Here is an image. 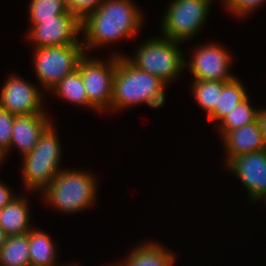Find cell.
Segmentation results:
<instances>
[{
  "label": "cell",
  "instance_id": "cell-24",
  "mask_svg": "<svg viewBox=\"0 0 266 266\" xmlns=\"http://www.w3.org/2000/svg\"><path fill=\"white\" fill-rule=\"evenodd\" d=\"M104 0H65L67 10L81 22L93 13Z\"/></svg>",
  "mask_w": 266,
  "mask_h": 266
},
{
  "label": "cell",
  "instance_id": "cell-3",
  "mask_svg": "<svg viewBox=\"0 0 266 266\" xmlns=\"http://www.w3.org/2000/svg\"><path fill=\"white\" fill-rule=\"evenodd\" d=\"M97 184L95 175L91 172L62 169L41 193L53 208L67 214H76L95 204Z\"/></svg>",
  "mask_w": 266,
  "mask_h": 266
},
{
  "label": "cell",
  "instance_id": "cell-18",
  "mask_svg": "<svg viewBox=\"0 0 266 266\" xmlns=\"http://www.w3.org/2000/svg\"><path fill=\"white\" fill-rule=\"evenodd\" d=\"M249 96L245 86L237 77L230 81H223L221 94L215 109L208 115L209 121L220 122L235 106Z\"/></svg>",
  "mask_w": 266,
  "mask_h": 266
},
{
  "label": "cell",
  "instance_id": "cell-13",
  "mask_svg": "<svg viewBox=\"0 0 266 266\" xmlns=\"http://www.w3.org/2000/svg\"><path fill=\"white\" fill-rule=\"evenodd\" d=\"M48 113L15 115L10 147L20 151L21 157L30 153L38 143L40 135L52 123Z\"/></svg>",
  "mask_w": 266,
  "mask_h": 266
},
{
  "label": "cell",
  "instance_id": "cell-14",
  "mask_svg": "<svg viewBox=\"0 0 266 266\" xmlns=\"http://www.w3.org/2000/svg\"><path fill=\"white\" fill-rule=\"evenodd\" d=\"M221 141L225 148V165L234 157L266 149L258 121L226 132Z\"/></svg>",
  "mask_w": 266,
  "mask_h": 266
},
{
  "label": "cell",
  "instance_id": "cell-25",
  "mask_svg": "<svg viewBox=\"0 0 266 266\" xmlns=\"http://www.w3.org/2000/svg\"><path fill=\"white\" fill-rule=\"evenodd\" d=\"M229 10V13H233L234 16L244 17L256 9H259L261 5L266 2V0H221Z\"/></svg>",
  "mask_w": 266,
  "mask_h": 266
},
{
  "label": "cell",
  "instance_id": "cell-7",
  "mask_svg": "<svg viewBox=\"0 0 266 266\" xmlns=\"http://www.w3.org/2000/svg\"><path fill=\"white\" fill-rule=\"evenodd\" d=\"M33 63L40 85L50 92L64 76L78 68L85 55L82 44L64 46L33 47Z\"/></svg>",
  "mask_w": 266,
  "mask_h": 266
},
{
  "label": "cell",
  "instance_id": "cell-9",
  "mask_svg": "<svg viewBox=\"0 0 266 266\" xmlns=\"http://www.w3.org/2000/svg\"><path fill=\"white\" fill-rule=\"evenodd\" d=\"M190 60H185V68L193 76L192 80L230 81L235 78L230 72L232 55L217 43L196 46Z\"/></svg>",
  "mask_w": 266,
  "mask_h": 266
},
{
  "label": "cell",
  "instance_id": "cell-1",
  "mask_svg": "<svg viewBox=\"0 0 266 266\" xmlns=\"http://www.w3.org/2000/svg\"><path fill=\"white\" fill-rule=\"evenodd\" d=\"M138 8L132 0H104L81 22L85 54L92 48L107 47L122 38L135 36L144 24Z\"/></svg>",
  "mask_w": 266,
  "mask_h": 266
},
{
  "label": "cell",
  "instance_id": "cell-20",
  "mask_svg": "<svg viewBox=\"0 0 266 266\" xmlns=\"http://www.w3.org/2000/svg\"><path fill=\"white\" fill-rule=\"evenodd\" d=\"M60 99L75 105L89 107V100L85 91L81 72L76 69L74 72L64 76L62 80L55 85L51 91Z\"/></svg>",
  "mask_w": 266,
  "mask_h": 266
},
{
  "label": "cell",
  "instance_id": "cell-11",
  "mask_svg": "<svg viewBox=\"0 0 266 266\" xmlns=\"http://www.w3.org/2000/svg\"><path fill=\"white\" fill-rule=\"evenodd\" d=\"M42 91L21 76L12 74L0 90V107L14 115L47 113L43 110Z\"/></svg>",
  "mask_w": 266,
  "mask_h": 266
},
{
  "label": "cell",
  "instance_id": "cell-30",
  "mask_svg": "<svg viewBox=\"0 0 266 266\" xmlns=\"http://www.w3.org/2000/svg\"><path fill=\"white\" fill-rule=\"evenodd\" d=\"M7 235L4 233V230L0 226V248L4 245Z\"/></svg>",
  "mask_w": 266,
  "mask_h": 266
},
{
  "label": "cell",
  "instance_id": "cell-26",
  "mask_svg": "<svg viewBox=\"0 0 266 266\" xmlns=\"http://www.w3.org/2000/svg\"><path fill=\"white\" fill-rule=\"evenodd\" d=\"M15 115L0 107V146L8 152Z\"/></svg>",
  "mask_w": 266,
  "mask_h": 266
},
{
  "label": "cell",
  "instance_id": "cell-16",
  "mask_svg": "<svg viewBox=\"0 0 266 266\" xmlns=\"http://www.w3.org/2000/svg\"><path fill=\"white\" fill-rule=\"evenodd\" d=\"M27 198L24 195H17L9 204L0 209V226L7 236L22 235L33 228Z\"/></svg>",
  "mask_w": 266,
  "mask_h": 266
},
{
  "label": "cell",
  "instance_id": "cell-22",
  "mask_svg": "<svg viewBox=\"0 0 266 266\" xmlns=\"http://www.w3.org/2000/svg\"><path fill=\"white\" fill-rule=\"evenodd\" d=\"M223 87L222 81L194 80L192 82V94L197 104L200 105L207 116L215 109L218 104L219 95Z\"/></svg>",
  "mask_w": 266,
  "mask_h": 266
},
{
  "label": "cell",
  "instance_id": "cell-19",
  "mask_svg": "<svg viewBox=\"0 0 266 266\" xmlns=\"http://www.w3.org/2000/svg\"><path fill=\"white\" fill-rule=\"evenodd\" d=\"M28 232L7 236L0 248V266H30Z\"/></svg>",
  "mask_w": 266,
  "mask_h": 266
},
{
  "label": "cell",
  "instance_id": "cell-31",
  "mask_svg": "<svg viewBox=\"0 0 266 266\" xmlns=\"http://www.w3.org/2000/svg\"><path fill=\"white\" fill-rule=\"evenodd\" d=\"M66 266V265H64ZM67 266H78V265H74V264H67Z\"/></svg>",
  "mask_w": 266,
  "mask_h": 266
},
{
  "label": "cell",
  "instance_id": "cell-29",
  "mask_svg": "<svg viewBox=\"0 0 266 266\" xmlns=\"http://www.w3.org/2000/svg\"><path fill=\"white\" fill-rule=\"evenodd\" d=\"M6 155H8L7 150L2 146H0V165H2L1 163H3L4 160L7 158Z\"/></svg>",
  "mask_w": 266,
  "mask_h": 266
},
{
  "label": "cell",
  "instance_id": "cell-17",
  "mask_svg": "<svg viewBox=\"0 0 266 266\" xmlns=\"http://www.w3.org/2000/svg\"><path fill=\"white\" fill-rule=\"evenodd\" d=\"M28 238L30 266H57L56 243L48 233L32 228L28 231Z\"/></svg>",
  "mask_w": 266,
  "mask_h": 266
},
{
  "label": "cell",
  "instance_id": "cell-23",
  "mask_svg": "<svg viewBox=\"0 0 266 266\" xmlns=\"http://www.w3.org/2000/svg\"><path fill=\"white\" fill-rule=\"evenodd\" d=\"M30 24H36L40 19L53 18L59 14H72L67 10L65 0H30Z\"/></svg>",
  "mask_w": 266,
  "mask_h": 266
},
{
  "label": "cell",
  "instance_id": "cell-28",
  "mask_svg": "<svg viewBox=\"0 0 266 266\" xmlns=\"http://www.w3.org/2000/svg\"><path fill=\"white\" fill-rule=\"evenodd\" d=\"M257 121L259 123L260 130L262 132L263 141L266 146V108H261L259 110Z\"/></svg>",
  "mask_w": 266,
  "mask_h": 266
},
{
  "label": "cell",
  "instance_id": "cell-8",
  "mask_svg": "<svg viewBox=\"0 0 266 266\" xmlns=\"http://www.w3.org/2000/svg\"><path fill=\"white\" fill-rule=\"evenodd\" d=\"M117 56L123 55L114 53L105 62L100 58H90L87 53L79 60L77 69L81 72L89 108L93 111L102 113L111 109Z\"/></svg>",
  "mask_w": 266,
  "mask_h": 266
},
{
  "label": "cell",
  "instance_id": "cell-27",
  "mask_svg": "<svg viewBox=\"0 0 266 266\" xmlns=\"http://www.w3.org/2000/svg\"><path fill=\"white\" fill-rule=\"evenodd\" d=\"M10 186L0 182V209L9 204L17 195L13 194Z\"/></svg>",
  "mask_w": 266,
  "mask_h": 266
},
{
  "label": "cell",
  "instance_id": "cell-5",
  "mask_svg": "<svg viewBox=\"0 0 266 266\" xmlns=\"http://www.w3.org/2000/svg\"><path fill=\"white\" fill-rule=\"evenodd\" d=\"M180 43L164 36L148 37V40L138 45L133 58L127 55L126 58L137 68L159 77L168 85L185 69L187 58L179 48Z\"/></svg>",
  "mask_w": 266,
  "mask_h": 266
},
{
  "label": "cell",
  "instance_id": "cell-21",
  "mask_svg": "<svg viewBox=\"0 0 266 266\" xmlns=\"http://www.w3.org/2000/svg\"><path fill=\"white\" fill-rule=\"evenodd\" d=\"M260 108L251 105L249 96L240 104L235 106L218 124L219 134L222 137L226 132L257 120Z\"/></svg>",
  "mask_w": 266,
  "mask_h": 266
},
{
  "label": "cell",
  "instance_id": "cell-10",
  "mask_svg": "<svg viewBox=\"0 0 266 266\" xmlns=\"http://www.w3.org/2000/svg\"><path fill=\"white\" fill-rule=\"evenodd\" d=\"M27 34L33 47L64 46L82 44L81 21L73 14H59L53 18L40 19L30 25Z\"/></svg>",
  "mask_w": 266,
  "mask_h": 266
},
{
  "label": "cell",
  "instance_id": "cell-2",
  "mask_svg": "<svg viewBox=\"0 0 266 266\" xmlns=\"http://www.w3.org/2000/svg\"><path fill=\"white\" fill-rule=\"evenodd\" d=\"M166 86L159 77L134 66L125 55L117 56L111 111L142 103L154 109L161 108L165 104Z\"/></svg>",
  "mask_w": 266,
  "mask_h": 266
},
{
  "label": "cell",
  "instance_id": "cell-4",
  "mask_svg": "<svg viewBox=\"0 0 266 266\" xmlns=\"http://www.w3.org/2000/svg\"><path fill=\"white\" fill-rule=\"evenodd\" d=\"M51 123L32 151L22 157V178L27 190L42 192L62 170V145Z\"/></svg>",
  "mask_w": 266,
  "mask_h": 266
},
{
  "label": "cell",
  "instance_id": "cell-12",
  "mask_svg": "<svg viewBox=\"0 0 266 266\" xmlns=\"http://www.w3.org/2000/svg\"><path fill=\"white\" fill-rule=\"evenodd\" d=\"M226 166L246 188L250 202H266V149L236 156Z\"/></svg>",
  "mask_w": 266,
  "mask_h": 266
},
{
  "label": "cell",
  "instance_id": "cell-15",
  "mask_svg": "<svg viewBox=\"0 0 266 266\" xmlns=\"http://www.w3.org/2000/svg\"><path fill=\"white\" fill-rule=\"evenodd\" d=\"M176 255L174 252L155 242H144L134 246L118 266H174Z\"/></svg>",
  "mask_w": 266,
  "mask_h": 266
},
{
  "label": "cell",
  "instance_id": "cell-6",
  "mask_svg": "<svg viewBox=\"0 0 266 266\" xmlns=\"http://www.w3.org/2000/svg\"><path fill=\"white\" fill-rule=\"evenodd\" d=\"M212 0H172L160 23L162 35L173 41L187 42L206 23Z\"/></svg>",
  "mask_w": 266,
  "mask_h": 266
}]
</instances>
